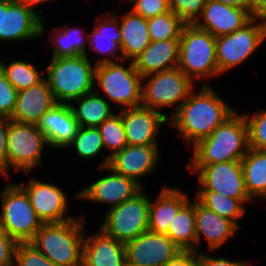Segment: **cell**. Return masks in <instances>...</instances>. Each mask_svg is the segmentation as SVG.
I'll return each instance as SVG.
<instances>
[{"instance_id": "f6af8a7d", "label": "cell", "mask_w": 266, "mask_h": 266, "mask_svg": "<svg viewBox=\"0 0 266 266\" xmlns=\"http://www.w3.org/2000/svg\"><path fill=\"white\" fill-rule=\"evenodd\" d=\"M165 266H197V253L182 251Z\"/></svg>"}, {"instance_id": "4316f807", "label": "cell", "mask_w": 266, "mask_h": 266, "mask_svg": "<svg viewBox=\"0 0 266 266\" xmlns=\"http://www.w3.org/2000/svg\"><path fill=\"white\" fill-rule=\"evenodd\" d=\"M119 20L123 60L134 59L150 44L147 19L135 14L131 9L123 13Z\"/></svg>"}, {"instance_id": "7bdbcfd3", "label": "cell", "mask_w": 266, "mask_h": 266, "mask_svg": "<svg viewBox=\"0 0 266 266\" xmlns=\"http://www.w3.org/2000/svg\"><path fill=\"white\" fill-rule=\"evenodd\" d=\"M250 262L242 260H230L223 257H214L208 253H197V266H249Z\"/></svg>"}, {"instance_id": "8992f818", "label": "cell", "mask_w": 266, "mask_h": 266, "mask_svg": "<svg viewBox=\"0 0 266 266\" xmlns=\"http://www.w3.org/2000/svg\"><path fill=\"white\" fill-rule=\"evenodd\" d=\"M126 60L96 65L95 86L101 88L111 105L129 109L141 105L142 76L136 71L133 61L126 67ZM113 102V103H112Z\"/></svg>"}, {"instance_id": "3957f363", "label": "cell", "mask_w": 266, "mask_h": 266, "mask_svg": "<svg viewBox=\"0 0 266 266\" xmlns=\"http://www.w3.org/2000/svg\"><path fill=\"white\" fill-rule=\"evenodd\" d=\"M85 213L61 223H43L30 243L56 266H82Z\"/></svg>"}, {"instance_id": "836d02e7", "label": "cell", "mask_w": 266, "mask_h": 266, "mask_svg": "<svg viewBox=\"0 0 266 266\" xmlns=\"http://www.w3.org/2000/svg\"><path fill=\"white\" fill-rule=\"evenodd\" d=\"M0 68L18 92L38 84L45 76L44 74L42 76L35 65L24 60H13L7 65L3 60H0Z\"/></svg>"}, {"instance_id": "ac0fdd59", "label": "cell", "mask_w": 266, "mask_h": 266, "mask_svg": "<svg viewBox=\"0 0 266 266\" xmlns=\"http://www.w3.org/2000/svg\"><path fill=\"white\" fill-rule=\"evenodd\" d=\"M159 155L158 145H127L110 158L108 167L122 176L133 179L144 188L141 178L152 174L157 168Z\"/></svg>"}, {"instance_id": "e0dca14e", "label": "cell", "mask_w": 266, "mask_h": 266, "mask_svg": "<svg viewBox=\"0 0 266 266\" xmlns=\"http://www.w3.org/2000/svg\"><path fill=\"white\" fill-rule=\"evenodd\" d=\"M121 116L128 145H158L160 128L170 119L142 105L121 110Z\"/></svg>"}, {"instance_id": "ffe728a7", "label": "cell", "mask_w": 266, "mask_h": 266, "mask_svg": "<svg viewBox=\"0 0 266 266\" xmlns=\"http://www.w3.org/2000/svg\"><path fill=\"white\" fill-rule=\"evenodd\" d=\"M239 230L233 221L219 216L195 198L196 253L200 252L202 237L207 241L209 253H212L225 245Z\"/></svg>"}, {"instance_id": "1f68e13d", "label": "cell", "mask_w": 266, "mask_h": 266, "mask_svg": "<svg viewBox=\"0 0 266 266\" xmlns=\"http://www.w3.org/2000/svg\"><path fill=\"white\" fill-rule=\"evenodd\" d=\"M194 196L203 206L214 211L219 216L238 223L246 213L244 204L239 199H232L215 191H197Z\"/></svg>"}, {"instance_id": "9a60e30c", "label": "cell", "mask_w": 266, "mask_h": 266, "mask_svg": "<svg viewBox=\"0 0 266 266\" xmlns=\"http://www.w3.org/2000/svg\"><path fill=\"white\" fill-rule=\"evenodd\" d=\"M27 193L36 215L42 223H61L71 220L67 216L68 198L66 192L55 184L31 177L29 182L18 183Z\"/></svg>"}, {"instance_id": "52a82bcc", "label": "cell", "mask_w": 266, "mask_h": 266, "mask_svg": "<svg viewBox=\"0 0 266 266\" xmlns=\"http://www.w3.org/2000/svg\"><path fill=\"white\" fill-rule=\"evenodd\" d=\"M8 182L0 194V226L18 243L30 242L43 223L25 190L18 182Z\"/></svg>"}, {"instance_id": "8fae6325", "label": "cell", "mask_w": 266, "mask_h": 266, "mask_svg": "<svg viewBox=\"0 0 266 266\" xmlns=\"http://www.w3.org/2000/svg\"><path fill=\"white\" fill-rule=\"evenodd\" d=\"M266 26L256 17L231 34L216 37L219 76L240 66L264 43Z\"/></svg>"}, {"instance_id": "c3c4849f", "label": "cell", "mask_w": 266, "mask_h": 266, "mask_svg": "<svg viewBox=\"0 0 266 266\" xmlns=\"http://www.w3.org/2000/svg\"><path fill=\"white\" fill-rule=\"evenodd\" d=\"M248 10V0H212Z\"/></svg>"}, {"instance_id": "5bb4252c", "label": "cell", "mask_w": 266, "mask_h": 266, "mask_svg": "<svg viewBox=\"0 0 266 266\" xmlns=\"http://www.w3.org/2000/svg\"><path fill=\"white\" fill-rule=\"evenodd\" d=\"M44 19L16 0H2L0 42L36 40L45 30Z\"/></svg>"}, {"instance_id": "7a4b0ae2", "label": "cell", "mask_w": 266, "mask_h": 266, "mask_svg": "<svg viewBox=\"0 0 266 266\" xmlns=\"http://www.w3.org/2000/svg\"><path fill=\"white\" fill-rule=\"evenodd\" d=\"M186 165H211L241 161L249 150L248 126L245 116L235 111L208 137L199 140Z\"/></svg>"}, {"instance_id": "7dc6e473", "label": "cell", "mask_w": 266, "mask_h": 266, "mask_svg": "<svg viewBox=\"0 0 266 266\" xmlns=\"http://www.w3.org/2000/svg\"><path fill=\"white\" fill-rule=\"evenodd\" d=\"M18 3L23 4L25 7H28L30 9H32L34 12H36L42 19L44 18L42 16V8L40 9V11H36L35 7H37V5H41L43 3H47L50 2L52 0H16ZM55 1V0H54Z\"/></svg>"}, {"instance_id": "d590c367", "label": "cell", "mask_w": 266, "mask_h": 266, "mask_svg": "<svg viewBox=\"0 0 266 266\" xmlns=\"http://www.w3.org/2000/svg\"><path fill=\"white\" fill-rule=\"evenodd\" d=\"M73 147L80 159H92L101 152L104 153V144L98 127H79L74 140L67 146Z\"/></svg>"}, {"instance_id": "f1b7e54d", "label": "cell", "mask_w": 266, "mask_h": 266, "mask_svg": "<svg viewBox=\"0 0 266 266\" xmlns=\"http://www.w3.org/2000/svg\"><path fill=\"white\" fill-rule=\"evenodd\" d=\"M241 166L249 197L254 202L260 198L266 202V150L249 148Z\"/></svg>"}, {"instance_id": "6da1fadb", "label": "cell", "mask_w": 266, "mask_h": 266, "mask_svg": "<svg viewBox=\"0 0 266 266\" xmlns=\"http://www.w3.org/2000/svg\"><path fill=\"white\" fill-rule=\"evenodd\" d=\"M221 95L204 82L198 92L195 89L169 119V125L193 146L208 137L236 110Z\"/></svg>"}, {"instance_id": "484cf974", "label": "cell", "mask_w": 266, "mask_h": 266, "mask_svg": "<svg viewBox=\"0 0 266 266\" xmlns=\"http://www.w3.org/2000/svg\"><path fill=\"white\" fill-rule=\"evenodd\" d=\"M155 198V201L150 200L149 203L148 231L167 234L179 209L191 198L179 187L171 186H164Z\"/></svg>"}, {"instance_id": "4dcf8cb0", "label": "cell", "mask_w": 266, "mask_h": 266, "mask_svg": "<svg viewBox=\"0 0 266 266\" xmlns=\"http://www.w3.org/2000/svg\"><path fill=\"white\" fill-rule=\"evenodd\" d=\"M179 209L166 234L181 251L196 253L195 197Z\"/></svg>"}, {"instance_id": "603a6c76", "label": "cell", "mask_w": 266, "mask_h": 266, "mask_svg": "<svg viewBox=\"0 0 266 266\" xmlns=\"http://www.w3.org/2000/svg\"><path fill=\"white\" fill-rule=\"evenodd\" d=\"M124 243L107 235L98 227L95 233H85L82 266H126Z\"/></svg>"}, {"instance_id": "ba28073f", "label": "cell", "mask_w": 266, "mask_h": 266, "mask_svg": "<svg viewBox=\"0 0 266 266\" xmlns=\"http://www.w3.org/2000/svg\"><path fill=\"white\" fill-rule=\"evenodd\" d=\"M194 84L178 67L148 74L142 77L141 105L160 112L173 107L172 116L195 89Z\"/></svg>"}, {"instance_id": "b9f144b4", "label": "cell", "mask_w": 266, "mask_h": 266, "mask_svg": "<svg viewBox=\"0 0 266 266\" xmlns=\"http://www.w3.org/2000/svg\"><path fill=\"white\" fill-rule=\"evenodd\" d=\"M17 244L0 226V266H14Z\"/></svg>"}, {"instance_id": "277c9868", "label": "cell", "mask_w": 266, "mask_h": 266, "mask_svg": "<svg viewBox=\"0 0 266 266\" xmlns=\"http://www.w3.org/2000/svg\"><path fill=\"white\" fill-rule=\"evenodd\" d=\"M89 57L51 58L44 78L57 103H70L95 90V69Z\"/></svg>"}, {"instance_id": "7c38bea8", "label": "cell", "mask_w": 266, "mask_h": 266, "mask_svg": "<svg viewBox=\"0 0 266 266\" xmlns=\"http://www.w3.org/2000/svg\"><path fill=\"white\" fill-rule=\"evenodd\" d=\"M194 173L198 191H215L222 195L239 199L244 205L251 204L244 183L241 161L221 162L211 165H186Z\"/></svg>"}, {"instance_id": "cb8c5ba5", "label": "cell", "mask_w": 266, "mask_h": 266, "mask_svg": "<svg viewBox=\"0 0 266 266\" xmlns=\"http://www.w3.org/2000/svg\"><path fill=\"white\" fill-rule=\"evenodd\" d=\"M57 102L44 78L38 84L18 92L11 120L21 123L37 124L39 119Z\"/></svg>"}, {"instance_id": "ee69618b", "label": "cell", "mask_w": 266, "mask_h": 266, "mask_svg": "<svg viewBox=\"0 0 266 266\" xmlns=\"http://www.w3.org/2000/svg\"><path fill=\"white\" fill-rule=\"evenodd\" d=\"M10 118L0 117V175L7 178V130Z\"/></svg>"}, {"instance_id": "9c48e42d", "label": "cell", "mask_w": 266, "mask_h": 266, "mask_svg": "<svg viewBox=\"0 0 266 266\" xmlns=\"http://www.w3.org/2000/svg\"><path fill=\"white\" fill-rule=\"evenodd\" d=\"M45 145L49 147L45 135L36 124L10 119L6 139L8 180L9 170H11L9 168L28 175L33 168L42 165Z\"/></svg>"}, {"instance_id": "e575fe53", "label": "cell", "mask_w": 266, "mask_h": 266, "mask_svg": "<svg viewBox=\"0 0 266 266\" xmlns=\"http://www.w3.org/2000/svg\"><path fill=\"white\" fill-rule=\"evenodd\" d=\"M147 24L151 41L180 39L182 29L186 25L171 10L162 15L147 19Z\"/></svg>"}, {"instance_id": "681fc988", "label": "cell", "mask_w": 266, "mask_h": 266, "mask_svg": "<svg viewBox=\"0 0 266 266\" xmlns=\"http://www.w3.org/2000/svg\"><path fill=\"white\" fill-rule=\"evenodd\" d=\"M256 18L266 26V8Z\"/></svg>"}, {"instance_id": "bcb514c9", "label": "cell", "mask_w": 266, "mask_h": 266, "mask_svg": "<svg viewBox=\"0 0 266 266\" xmlns=\"http://www.w3.org/2000/svg\"><path fill=\"white\" fill-rule=\"evenodd\" d=\"M266 8V0H248V11L257 17Z\"/></svg>"}, {"instance_id": "d6986e66", "label": "cell", "mask_w": 266, "mask_h": 266, "mask_svg": "<svg viewBox=\"0 0 266 266\" xmlns=\"http://www.w3.org/2000/svg\"><path fill=\"white\" fill-rule=\"evenodd\" d=\"M252 18L247 9L208 0L194 25L216 38L239 30Z\"/></svg>"}, {"instance_id": "f35d334b", "label": "cell", "mask_w": 266, "mask_h": 266, "mask_svg": "<svg viewBox=\"0 0 266 266\" xmlns=\"http://www.w3.org/2000/svg\"><path fill=\"white\" fill-rule=\"evenodd\" d=\"M208 0H168L169 9L185 24H194Z\"/></svg>"}, {"instance_id": "74e56055", "label": "cell", "mask_w": 266, "mask_h": 266, "mask_svg": "<svg viewBox=\"0 0 266 266\" xmlns=\"http://www.w3.org/2000/svg\"><path fill=\"white\" fill-rule=\"evenodd\" d=\"M14 266H56L30 242H20L15 251Z\"/></svg>"}, {"instance_id": "30bf717a", "label": "cell", "mask_w": 266, "mask_h": 266, "mask_svg": "<svg viewBox=\"0 0 266 266\" xmlns=\"http://www.w3.org/2000/svg\"><path fill=\"white\" fill-rule=\"evenodd\" d=\"M149 203L143 188L132 199L107 209L99 228L125 244L148 230Z\"/></svg>"}, {"instance_id": "816d5d0a", "label": "cell", "mask_w": 266, "mask_h": 266, "mask_svg": "<svg viewBox=\"0 0 266 266\" xmlns=\"http://www.w3.org/2000/svg\"><path fill=\"white\" fill-rule=\"evenodd\" d=\"M124 1H128V3L130 2V3H134L135 1H137V0H124Z\"/></svg>"}, {"instance_id": "f907efd6", "label": "cell", "mask_w": 266, "mask_h": 266, "mask_svg": "<svg viewBox=\"0 0 266 266\" xmlns=\"http://www.w3.org/2000/svg\"><path fill=\"white\" fill-rule=\"evenodd\" d=\"M1 22H2V0H0V33H1Z\"/></svg>"}, {"instance_id": "2e32d148", "label": "cell", "mask_w": 266, "mask_h": 266, "mask_svg": "<svg viewBox=\"0 0 266 266\" xmlns=\"http://www.w3.org/2000/svg\"><path fill=\"white\" fill-rule=\"evenodd\" d=\"M99 170H106L111 173L95 180V182L75 193L74 197L76 199L100 204L105 203L108 204L107 208L110 209L132 199L143 189L133 179L114 172L108 166L101 167Z\"/></svg>"}, {"instance_id": "d4e9b609", "label": "cell", "mask_w": 266, "mask_h": 266, "mask_svg": "<svg viewBox=\"0 0 266 266\" xmlns=\"http://www.w3.org/2000/svg\"><path fill=\"white\" fill-rule=\"evenodd\" d=\"M180 39L151 41L134 59L136 71L142 76L177 68L179 63Z\"/></svg>"}, {"instance_id": "8d00e7d4", "label": "cell", "mask_w": 266, "mask_h": 266, "mask_svg": "<svg viewBox=\"0 0 266 266\" xmlns=\"http://www.w3.org/2000/svg\"><path fill=\"white\" fill-rule=\"evenodd\" d=\"M248 126L249 147L266 150V109L252 114L244 113Z\"/></svg>"}, {"instance_id": "f546056e", "label": "cell", "mask_w": 266, "mask_h": 266, "mask_svg": "<svg viewBox=\"0 0 266 266\" xmlns=\"http://www.w3.org/2000/svg\"><path fill=\"white\" fill-rule=\"evenodd\" d=\"M63 27L64 26L54 27V29L51 30V32L54 31L51 37H49V42H52V56L50 58L74 57L80 55L88 58V32L85 34L82 27Z\"/></svg>"}, {"instance_id": "5b68a950", "label": "cell", "mask_w": 266, "mask_h": 266, "mask_svg": "<svg viewBox=\"0 0 266 266\" xmlns=\"http://www.w3.org/2000/svg\"><path fill=\"white\" fill-rule=\"evenodd\" d=\"M194 83L219 76L216 60V38L209 32L186 24L180 36L179 63L177 66ZM196 79V80H195Z\"/></svg>"}, {"instance_id": "83f0119b", "label": "cell", "mask_w": 266, "mask_h": 266, "mask_svg": "<svg viewBox=\"0 0 266 266\" xmlns=\"http://www.w3.org/2000/svg\"><path fill=\"white\" fill-rule=\"evenodd\" d=\"M69 106L81 127H98L115 114L112 105L98 93V90L74 99Z\"/></svg>"}, {"instance_id": "d6a6232c", "label": "cell", "mask_w": 266, "mask_h": 266, "mask_svg": "<svg viewBox=\"0 0 266 266\" xmlns=\"http://www.w3.org/2000/svg\"><path fill=\"white\" fill-rule=\"evenodd\" d=\"M98 129L102 136L104 148L110 151L109 154H101L103 158H101V163H99L98 166V168H101L108 166L110 158L128 145L122 122L121 110L103 121L98 126Z\"/></svg>"}, {"instance_id": "44dd1931", "label": "cell", "mask_w": 266, "mask_h": 266, "mask_svg": "<svg viewBox=\"0 0 266 266\" xmlns=\"http://www.w3.org/2000/svg\"><path fill=\"white\" fill-rule=\"evenodd\" d=\"M36 126L45 135L49 148L54 149H66L80 127L68 103L55 104Z\"/></svg>"}, {"instance_id": "4fadbf2b", "label": "cell", "mask_w": 266, "mask_h": 266, "mask_svg": "<svg viewBox=\"0 0 266 266\" xmlns=\"http://www.w3.org/2000/svg\"><path fill=\"white\" fill-rule=\"evenodd\" d=\"M124 246L130 266H165L182 252L166 234L148 230Z\"/></svg>"}, {"instance_id": "60d3db41", "label": "cell", "mask_w": 266, "mask_h": 266, "mask_svg": "<svg viewBox=\"0 0 266 266\" xmlns=\"http://www.w3.org/2000/svg\"><path fill=\"white\" fill-rule=\"evenodd\" d=\"M131 10L145 19L153 18L170 11L168 0H137Z\"/></svg>"}, {"instance_id": "ab89813d", "label": "cell", "mask_w": 266, "mask_h": 266, "mask_svg": "<svg viewBox=\"0 0 266 266\" xmlns=\"http://www.w3.org/2000/svg\"><path fill=\"white\" fill-rule=\"evenodd\" d=\"M18 91L7 80L0 68V117L11 118L14 113Z\"/></svg>"}, {"instance_id": "7402d4cb", "label": "cell", "mask_w": 266, "mask_h": 266, "mask_svg": "<svg viewBox=\"0 0 266 266\" xmlns=\"http://www.w3.org/2000/svg\"><path fill=\"white\" fill-rule=\"evenodd\" d=\"M115 12L116 10L112 13H101V17L100 15L96 16L95 27L92 29V33L89 32L88 34L89 48H87V52L89 49H93L95 53L104 55V57H100L95 62L96 65L106 62H116V59H118L117 61L123 60L119 16ZM118 51L120 52L119 55L117 54Z\"/></svg>"}]
</instances>
